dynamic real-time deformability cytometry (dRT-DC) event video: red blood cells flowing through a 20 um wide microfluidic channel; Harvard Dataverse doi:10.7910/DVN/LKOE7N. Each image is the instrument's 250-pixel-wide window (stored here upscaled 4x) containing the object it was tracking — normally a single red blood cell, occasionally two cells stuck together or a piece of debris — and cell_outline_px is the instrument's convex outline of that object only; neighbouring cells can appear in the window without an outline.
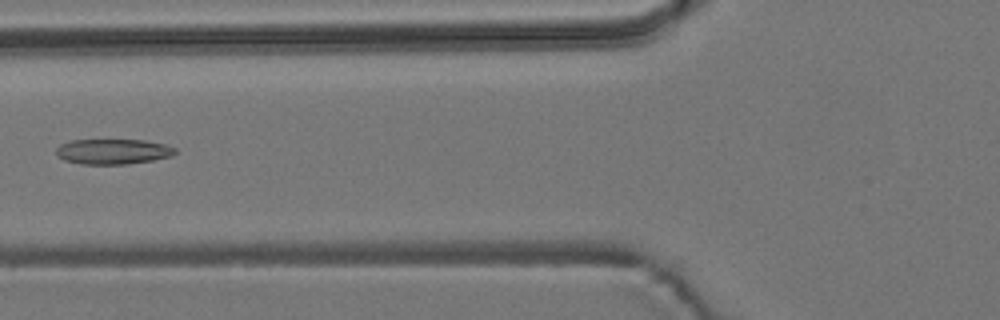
{"species": "common noctule bat (a hibernating species)", "species_latin": "Nyctalus noctula", "temperature_condition": "room temperature", "stored_images_in_passage": 7, "camera_frame_rate_fps": 3000, "um_per_image_px": 0.085, "animal": {"sex": "male", "body_mass_g": 19.2, "forearm_length_mm": 51.8}, "frame": {"image": 1, "passage_image": 7, "time_ms": 7.0, "image_size_px": [1000, 320], "cell_outline_px": [[176, 152], [172, 156], [152, 160], [128, 164], [80, 164], [64, 160], [56, 156], [56, 148], [60, 144], [72, 140], [144, 140], [164, 144], [176, 148]], "centroid_in_image_um": [9.58, 12.88], "position_along_channel_um": 116.2, "area_um2": 17.57}}